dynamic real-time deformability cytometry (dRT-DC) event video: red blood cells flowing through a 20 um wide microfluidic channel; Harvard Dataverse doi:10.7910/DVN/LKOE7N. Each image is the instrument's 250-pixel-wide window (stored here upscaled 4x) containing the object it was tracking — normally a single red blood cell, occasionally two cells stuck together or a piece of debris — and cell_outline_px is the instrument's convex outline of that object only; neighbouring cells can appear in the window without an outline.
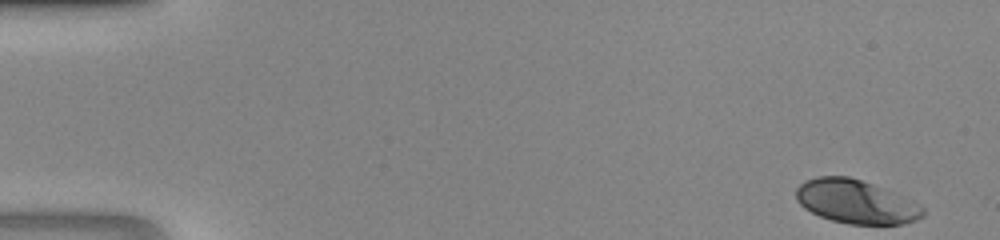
{"species": "human", "species_latin": "Homo sapiens", "temperature_condition": "room temperature", "stored_images_in_passage": 45, "camera_frame_rate_fps": 3000, "um_per_image_px": 0.085, "donor": {"sex": "male"}, "frame": {"image": 1, "passage_image": 1, "time_ms": 0.0, "image_size_px": [1000, 240], "cell_outline_px": [[924, 216], [916, 220], [904, 224], [848, 224], [832, 220], [820, 216], [804, 208], [796, 200], [796, 188], [804, 180], [816, 176], [848, 176], [872, 184], [912, 200], [920, 204], [924, 208]], "centroid_in_image_um": [72.74, 17.15], "position_along_channel_um": 12.3, "area_um2": 32.25}}
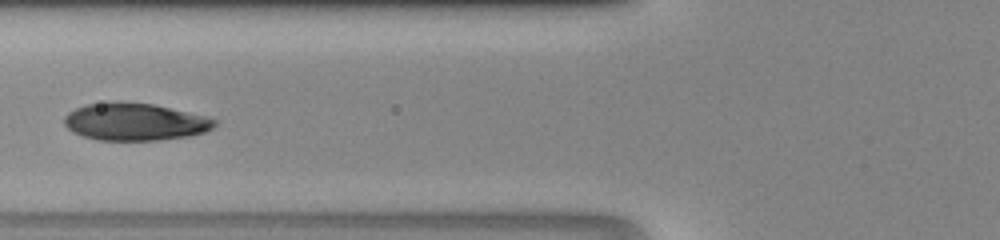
{"frame": {"image": 2, "passage_image": 18, "time_ms": 5.667, "image_size_px": [1000, 240], "cell_outline_px": [[216, 124], [212, 128], [204, 132], [188, 136], [160, 140], [96, 140], [72, 132], [64, 124], [64, 116], [68, 112], [76, 108], [88, 104], [152, 104], [208, 116], [216, 120]], "centroid_in_image_um": [11.49, 10.39], "position_along_channel_um": 114.3, "area_um2": 32.02}}
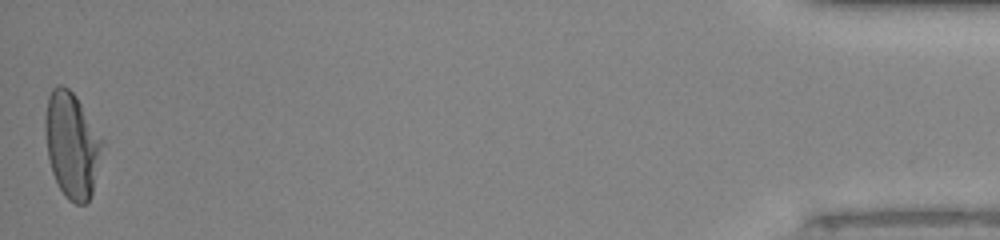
{"frame": {"image": 3, "passage_image": 45, "time_ms": 14.667, "image_size_px": [1000, 240], "cell_outline_px": [[104, 140], [92, 192], [88, 200], [84, 204], [76, 204], [68, 200], [64, 196], [52, 172], [48, 156], [44, 128], [44, 116], [48, 96], [52, 88], [56, 84], [60, 84], [68, 88], [76, 96]], "centroid_in_image_um": [6.09, 12.29], "position_along_channel_um": 429.1, "area_um2": 35.08}}